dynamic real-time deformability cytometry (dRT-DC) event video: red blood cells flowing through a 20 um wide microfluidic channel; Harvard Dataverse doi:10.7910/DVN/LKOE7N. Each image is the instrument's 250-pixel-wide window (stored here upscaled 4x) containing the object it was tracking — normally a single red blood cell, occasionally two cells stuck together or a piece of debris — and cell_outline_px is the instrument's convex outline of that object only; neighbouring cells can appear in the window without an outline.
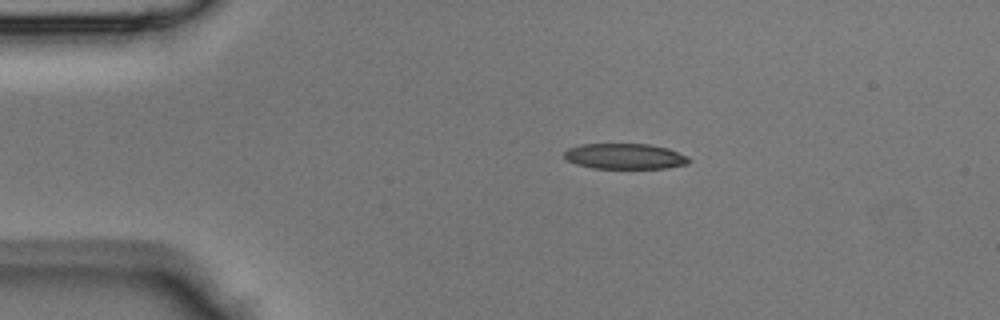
{"species": "Egyptian fruit bat (a non-hibernating species)", "species_latin": "Rousettus aegyptiacus", "temperature_condition": "room temperature", "stored_images_in_passage": 36, "camera_frame_rate_fps": 3000, "um_per_image_px": 0.085, "animal": {"sex": "male"}, "frame": {"image": 1, "passage_image": 1, "time_ms": 0.0, "image_size_px": [1000, 320], "cell_outline_px": [[692, 160], [688, 164], [664, 168], [592, 168], [576, 164], [568, 160], [564, 156], [564, 152], [568, 148], [580, 144], [648, 144], [668, 148], [688, 156]], "centroid_in_image_um": [53.13, 13.28], "position_along_channel_um": 31.9, "area_um2": 18.61}}
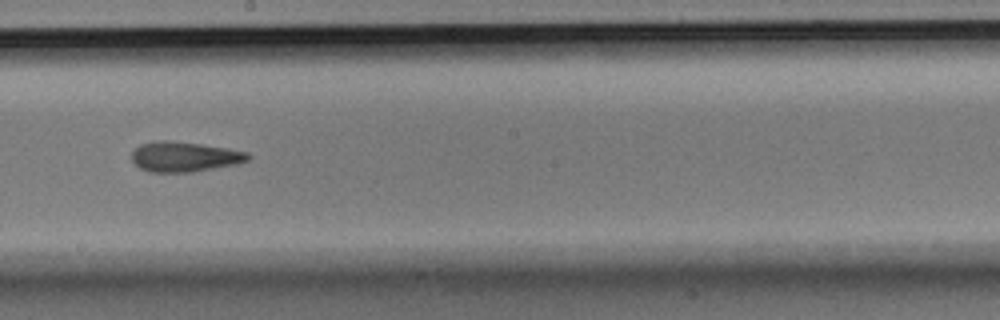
{"frame": {"image": 2, "passage_image": 17, "time_ms": 5.333, "image_size_px": [1000, 320], "cell_outline_px": [[252, 156], [248, 160], [236, 164], [192, 172], [152, 172], [140, 168], [132, 160], [132, 152], [140, 144], [156, 140], [164, 140], [200, 144], [228, 148], [248, 152]], "centroid_in_image_um": [15.69, 13.32], "position_along_channel_um": 232.5, "area_um2": 20.29}}
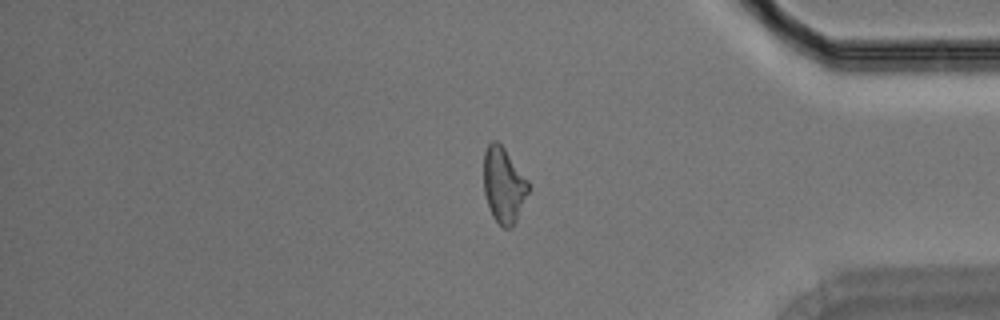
{"frame": {"image": 3, "passage_image": 29, "time_ms": 9.333, "image_size_px": [1000, 320], "cell_outline_px": [[532, 188], [512, 228], [504, 228], [492, 216], [484, 192], [484, 152], [488, 144], [492, 140], [496, 140], [504, 148], [528, 180]], "centroid_in_image_um": [42.84, 15.74], "position_along_channel_um": 392.4, "area_um2": 19.77}}